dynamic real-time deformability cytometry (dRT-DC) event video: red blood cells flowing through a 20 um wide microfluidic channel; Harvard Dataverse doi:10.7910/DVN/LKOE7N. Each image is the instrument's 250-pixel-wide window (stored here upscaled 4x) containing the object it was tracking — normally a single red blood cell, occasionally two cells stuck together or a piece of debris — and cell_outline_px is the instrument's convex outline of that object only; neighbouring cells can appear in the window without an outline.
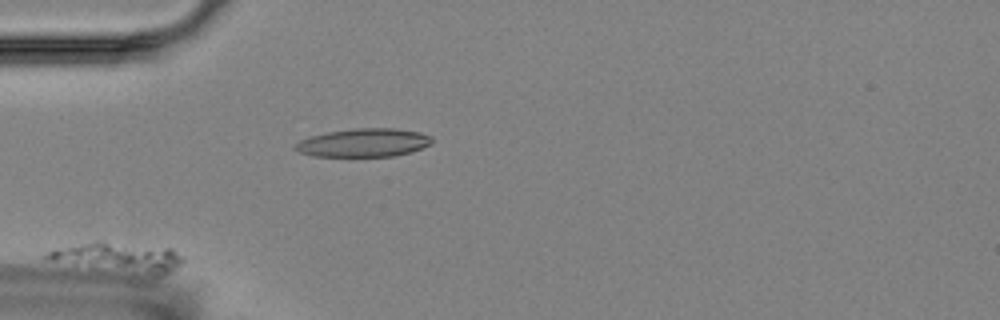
{"species": "Egyptian fruit bat (a non-hibernating species)", "species_latin": "Rousettus aegyptiacus", "temperature_condition": "room temperature", "stored_images_in_passage": 10, "camera_frame_rate_fps": 3000, "um_per_image_px": 0.085, "animal": {"sex": "female"}, "frame": {"image": 1, "passage_image": 5, "time_ms": 4.667, "image_size_px": [1000, 320], "cell_outline_px": [[184, 260], [172, 272], [160, 276], [152, 276], [44, 260], [40, 256], [56, 248], [92, 240], [100, 240], [172, 248]], "centroid_in_image_um": [10.05, 21.86], "position_along_channel_um": 75.0, "area_um2": 23.93}}
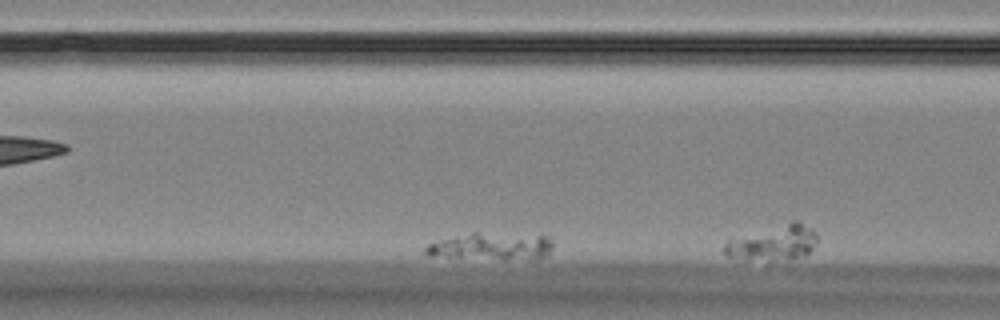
{"frame": {"image": 2, "passage_image": 7, "time_ms": 8.0, "image_size_px": [1000, 320], "cell_outline_px": [[552, 248], [548, 256], [536, 264], [428, 256], [420, 252], [428, 244], [440, 240], [472, 232], [540, 232], [548, 236], [552, 240]], "centroid_in_image_um": [41.97, 21.0], "position_along_channel_um": 124.6, "area_um2": 23.12}}
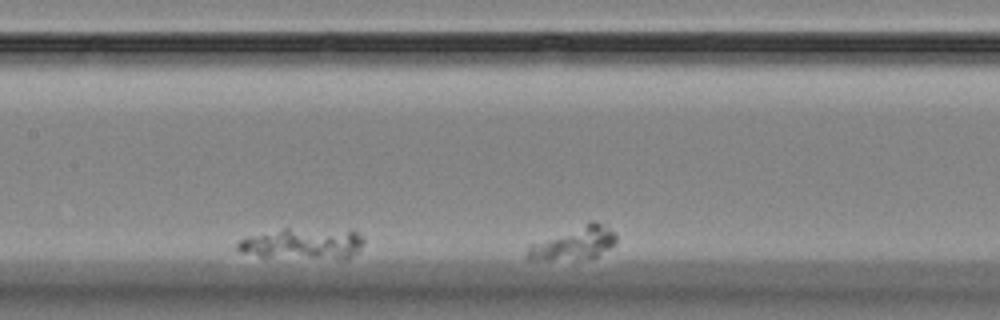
{"frame": {"image": 3, "passage_image": 9, "time_ms": 11.0, "image_size_px": [1000, 320], "cell_outline_px": [[364, 244], [360, 252], [348, 260], [344, 260], [260, 256], [240, 252], [236, 248], [236, 244], [240, 240], [248, 236], [284, 228], [352, 228], [364, 236]], "centroid_in_image_um": [25.9, 20.7], "position_along_channel_um": 181.5, "area_um2": 24.16}}